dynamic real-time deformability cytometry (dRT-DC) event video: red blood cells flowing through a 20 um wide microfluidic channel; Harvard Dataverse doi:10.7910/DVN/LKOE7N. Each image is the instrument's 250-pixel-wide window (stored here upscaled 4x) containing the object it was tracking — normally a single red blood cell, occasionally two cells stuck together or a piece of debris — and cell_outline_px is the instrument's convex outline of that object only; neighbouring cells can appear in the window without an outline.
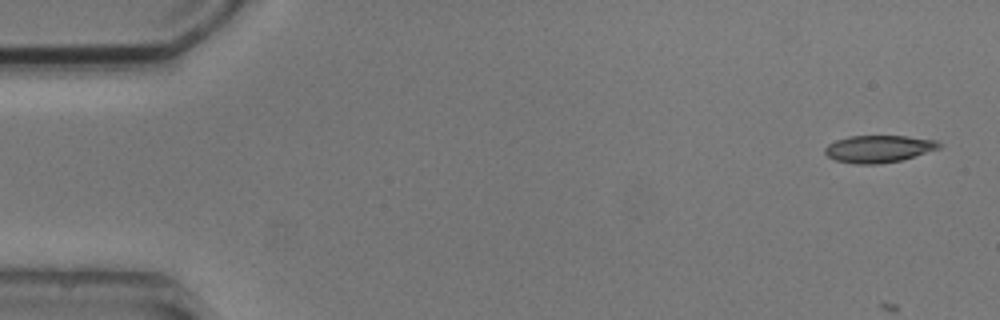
{"species": "common noctule bat (a hibernating species)", "species_latin": "Nyctalus noctula", "temperature_condition": "cold", "stored_images_in_passage": 5, "camera_frame_rate_fps": 3000, "um_per_image_px": 0.085, "animal": {"sex": "male", "body_mass_g": 20.5, "forearm_length_mm": 52.5}, "frame": {"image": 1, "passage_image": 1, "time_ms": 0.0, "image_size_px": [1000, 320], "cell_outline_px": [[944, 144], [940, 148], [900, 160], [876, 164], [856, 164], [836, 160], [828, 156], [824, 152], [824, 148], [828, 144], [836, 140], [848, 136], [908, 136], [936, 140]], "centroid_in_image_um": [74.69, 12.64], "position_along_channel_um": 10.3, "area_um2": 18.03}}